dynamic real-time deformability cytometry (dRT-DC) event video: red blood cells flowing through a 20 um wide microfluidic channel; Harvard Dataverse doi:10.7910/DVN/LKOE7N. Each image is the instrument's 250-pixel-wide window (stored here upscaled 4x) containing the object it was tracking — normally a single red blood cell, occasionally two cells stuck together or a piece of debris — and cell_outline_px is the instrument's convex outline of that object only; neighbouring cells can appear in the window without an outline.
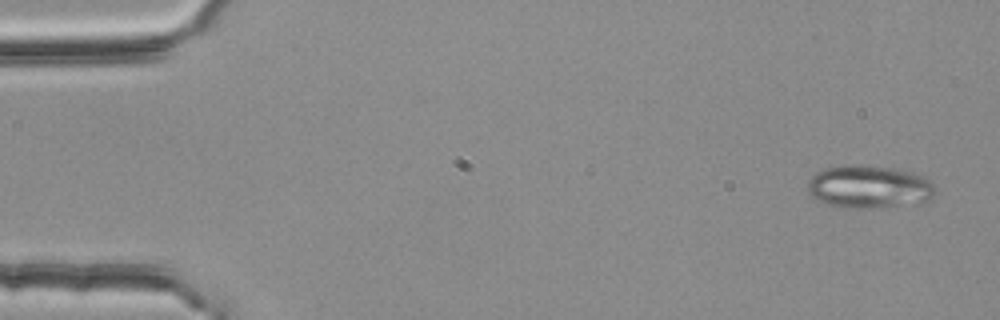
{"species": "common noctule bat (a hibernating species)", "species_latin": "Nyctalus noctula", "temperature_condition": "room temperature", "stored_images_in_passage": 3, "camera_frame_rate_fps": 3000, "um_per_image_px": 0.085, "animal": {"sex": "female", "body_mass_g": 25.1}, "frame": {"image": 1, "passage_image": 1, "time_ms": 0.0, "image_size_px": [1000, 320], "cell_outline_px": [[936, 192], [928, 200], [916, 204], [864, 208], [840, 208], [828, 204], [812, 196], [808, 192], [808, 180], [816, 172], [824, 168], [900, 168], [924, 176], [936, 188]], "centroid_in_image_um": [73.92, 15.93], "position_along_channel_um": 11.1, "area_um2": 31.04}}